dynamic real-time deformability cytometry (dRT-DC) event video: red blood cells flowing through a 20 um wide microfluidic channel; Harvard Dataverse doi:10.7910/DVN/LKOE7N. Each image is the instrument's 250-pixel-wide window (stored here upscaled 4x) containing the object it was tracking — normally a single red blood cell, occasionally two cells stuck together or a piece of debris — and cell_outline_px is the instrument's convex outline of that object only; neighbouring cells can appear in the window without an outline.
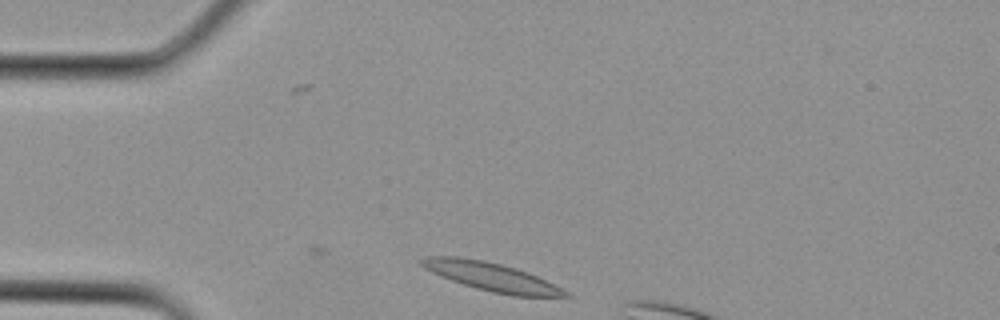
{"species": "Egyptian fruit bat (a non-hibernating species)", "species_latin": "Rousettus aegyptiacus", "temperature_condition": "cold", "stored_images_in_passage": 5, "camera_frame_rate_fps": 3000, "um_per_image_px": 0.085, "animal": {"sex": "female"}, "frame": {"image": 1, "passage_image": 1, "time_ms": 0.0, "image_size_px": [1000, 320], "cell_outline_px": [[572, 296], [512, 296], [492, 292], [476, 288], [440, 276], [424, 268], [416, 260], [428, 256], [456, 256], [484, 260], [516, 268], [528, 272], [568, 292]], "centroid_in_image_um": [41.7, 23.5], "position_along_channel_um": 43.3, "area_um2": 23.58}}
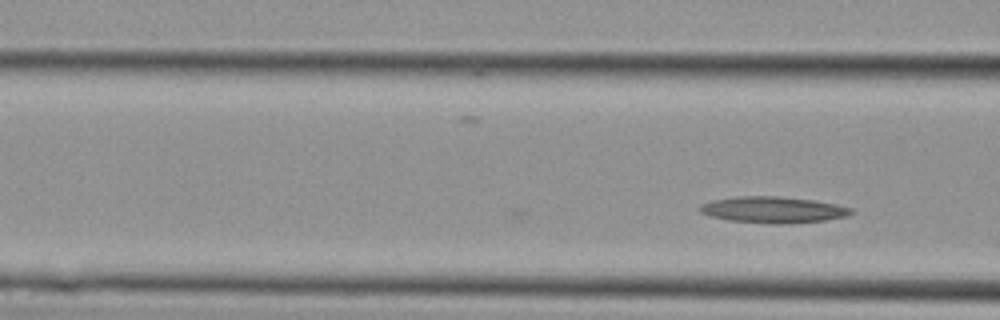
{"frame": {"image": 2, "passage_image": 5, "time_ms": 1.333, "image_size_px": [1000, 320], "cell_outline_px": [[856, 212], [848, 216], [824, 220], [788, 224], [772, 224], [728, 220], [708, 216], [700, 212], [696, 208], [700, 204], [712, 200], [736, 196], [780, 196], [812, 200], [836, 204], [852, 208]], "centroid_in_image_um": [65.69, 17.83], "position_along_channel_um": 100.9, "area_um2": 23.52}}